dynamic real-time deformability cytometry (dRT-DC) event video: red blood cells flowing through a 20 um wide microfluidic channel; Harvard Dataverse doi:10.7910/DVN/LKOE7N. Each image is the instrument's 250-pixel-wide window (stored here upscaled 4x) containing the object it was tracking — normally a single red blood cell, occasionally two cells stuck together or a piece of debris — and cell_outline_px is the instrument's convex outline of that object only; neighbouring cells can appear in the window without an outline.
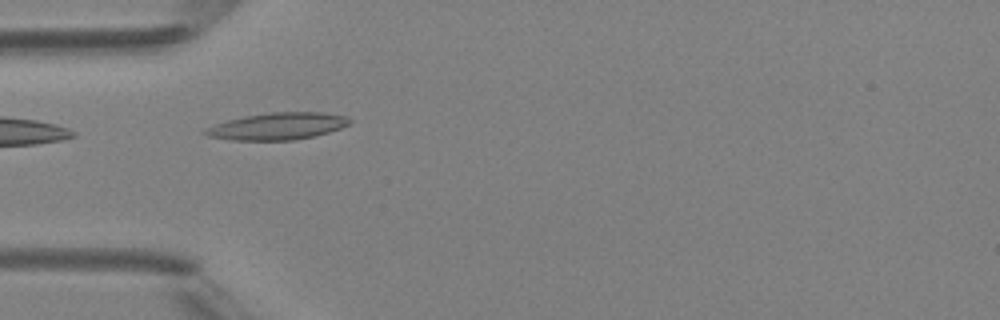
{"species": "Egyptian fruit bat (a non-hibernating species)", "species_latin": "Rousettus aegyptiacus", "temperature_condition": "room temperature", "stored_images_in_passage": 5, "camera_frame_rate_fps": 3000, "um_per_image_px": 0.085, "animal": {"sex": "female"}, "frame": {"image": 1, "passage_image": 5, "time_ms": 4.667, "image_size_px": [1000, 320], "cell_outline_px": [[352, 124], [316, 136], [292, 140], [232, 140], [208, 136], [200, 132], [204, 128], [228, 120], [244, 116], [272, 112], [324, 112], [348, 116], [352, 120]], "centroid_in_image_um": [23.62, 10.72], "position_along_channel_um": 61.4, "area_um2": 22.89}}